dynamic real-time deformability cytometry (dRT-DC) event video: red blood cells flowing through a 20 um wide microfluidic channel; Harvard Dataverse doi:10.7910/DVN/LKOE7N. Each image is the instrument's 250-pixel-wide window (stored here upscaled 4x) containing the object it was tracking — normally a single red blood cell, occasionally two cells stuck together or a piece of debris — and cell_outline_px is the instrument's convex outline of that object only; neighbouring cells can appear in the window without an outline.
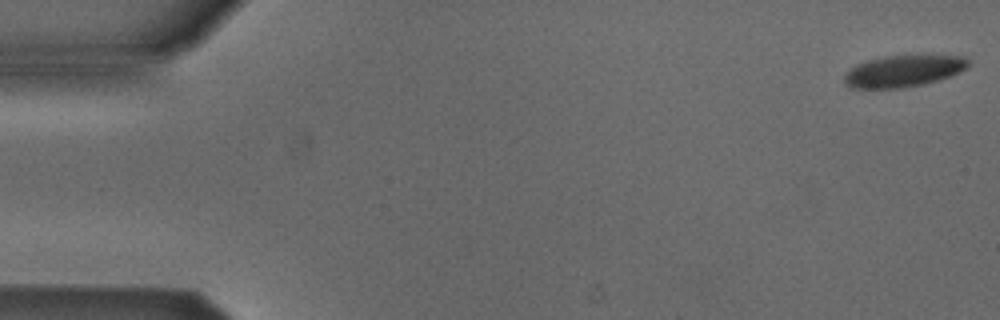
{"species": "Egyptian fruit bat (a non-hibernating species)", "species_latin": "Rousettus aegyptiacus", "temperature_condition": "cold", "stored_images_in_passage": 53, "camera_frame_rate_fps": 3000, "um_per_image_px": 0.085, "animal": {"sex": "male"}, "frame": {"image": 1, "passage_image": 1, "time_ms": 0.0, "image_size_px": [1000, 320], "cell_outline_px": [[968, 64], [964, 68], [948, 76], [936, 80], [920, 84], [900, 88], [852, 88], [844, 84], [844, 76], [856, 64], [868, 60], [884, 56], [928, 52], [964, 56], [968, 60]], "centroid_in_image_um": [76.81, 5.97], "position_along_channel_um": 8.2, "area_um2": 23.35}}
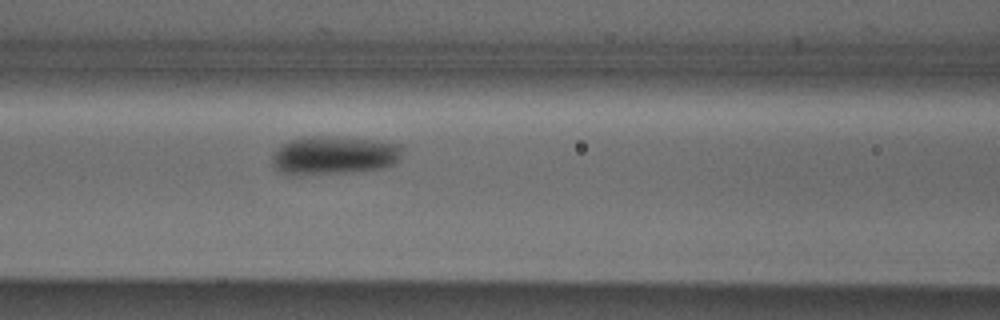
{"frame": {"image": 2, "passage_image": 22, "time_ms": 7.0, "image_size_px": [1000, 320], "cell_outline_px": [[400, 156], [392, 164], [380, 168], [340, 172], [296, 176], [280, 172], [272, 164], [272, 156], [288, 140], [300, 136], [332, 136], [376, 140], [400, 144]], "centroid_in_image_um": [28.32, 13.18], "position_along_channel_um": 138.3, "area_um2": 28.9}}
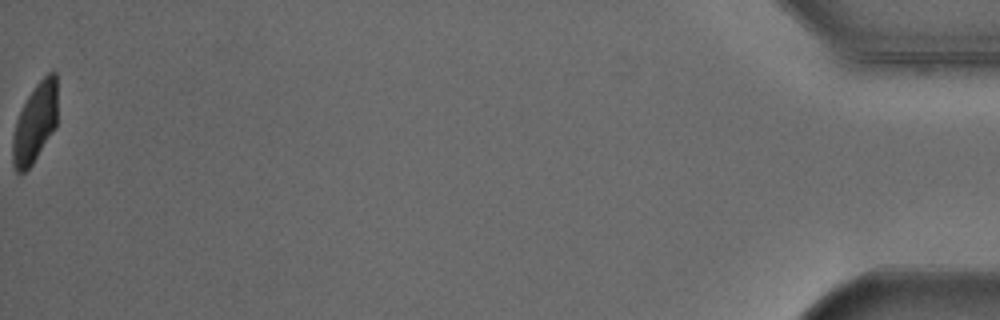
{"frame": {"image": 3, "passage_image": 53, "time_ms": 17.333, "image_size_px": [1000, 320], "cell_outline_px": [[56, 128], [32, 164], [24, 172], [16, 172], [12, 164], [12, 140], [16, 120], [28, 96], [36, 84], [48, 72], [56, 72]], "centroid_in_image_um": [2.97, 10.47], "position_along_channel_um": 432.2, "area_um2": 20.58}, "authors_computed_cell_mechanics": {"area_um2": 25.8366, "velocity_mm_per_s": 3.8712, "shape_relaxation_time_tau1_ms": 2.7386, "shape_relaxation_time_tau2_ms": null, "deformation_change_tau1": 0.1098, "deformation_change_tau2": null}}